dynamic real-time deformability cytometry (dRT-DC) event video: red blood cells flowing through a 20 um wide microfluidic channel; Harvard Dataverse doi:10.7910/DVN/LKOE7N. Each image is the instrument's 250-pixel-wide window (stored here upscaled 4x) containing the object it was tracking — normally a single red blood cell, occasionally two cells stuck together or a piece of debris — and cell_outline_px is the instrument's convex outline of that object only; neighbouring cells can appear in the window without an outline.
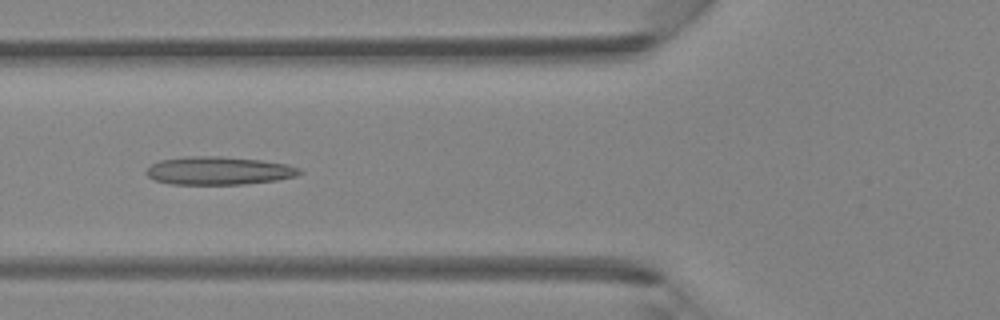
{"species": "Egyptian fruit bat (a non-hibernating species)", "species_latin": "Rousettus aegyptiacus", "temperature_condition": "room temperature", "stored_images_in_passage": 44, "camera_frame_rate_fps": 3000, "um_per_image_px": 0.085, "animal": {"sex": "female"}, "frame": {"image": 1, "passage_image": 16, "time_ms": 5.0, "image_size_px": [1000, 320], "cell_outline_px": [[304, 172], [296, 176], [276, 180], [244, 184], [172, 184], [156, 180], [148, 176], [144, 172], [152, 164], [160, 160], [184, 156], [220, 156], [260, 160], [288, 164], [300, 168]], "centroid_in_image_um": [18.61, 14.5], "position_along_channel_um": 107.2, "area_um2": 25.14}}
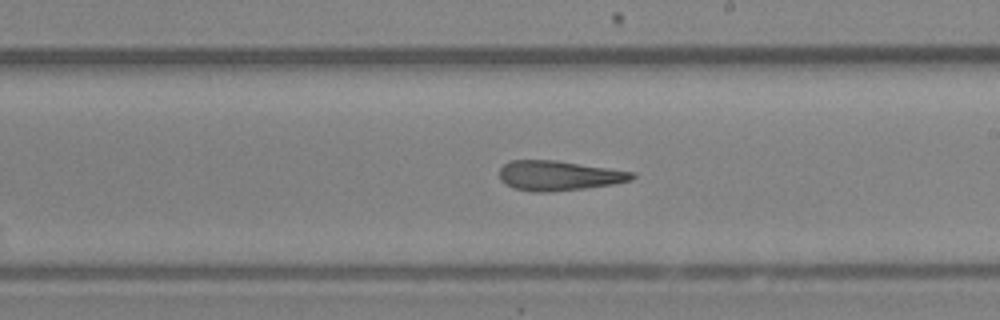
{"frame": {"image": 2, "passage_image": 25, "time_ms": 8.0, "image_size_px": [1000, 320], "cell_outline_px": [[636, 176], [632, 180], [616, 184], [584, 188], [548, 192], [532, 192], [512, 188], [504, 184], [500, 180], [500, 168], [504, 164], [512, 160], [556, 160], [636, 172]], "centroid_in_image_um": [47.51, 14.93], "position_along_channel_um": 241.5, "area_um2": 23.29}}
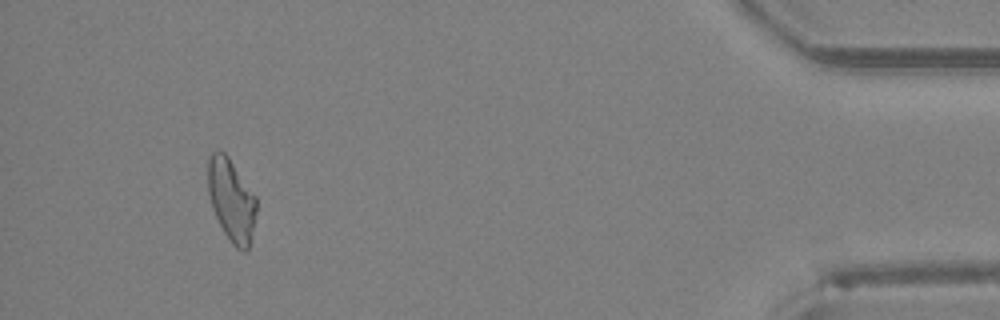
{"frame": {"image": 3, "passage_image": 41, "time_ms": 13.333, "image_size_px": [1000, 320], "cell_outline_px": [[256, 212], [248, 252], [244, 252], [236, 248], [232, 244], [224, 232], [212, 208], [208, 192], [208, 156], [212, 152], [224, 152], [228, 156], [256, 196]], "centroid_in_image_um": [19.67, 17.02], "position_along_channel_um": 415.5, "area_um2": 23.18}}